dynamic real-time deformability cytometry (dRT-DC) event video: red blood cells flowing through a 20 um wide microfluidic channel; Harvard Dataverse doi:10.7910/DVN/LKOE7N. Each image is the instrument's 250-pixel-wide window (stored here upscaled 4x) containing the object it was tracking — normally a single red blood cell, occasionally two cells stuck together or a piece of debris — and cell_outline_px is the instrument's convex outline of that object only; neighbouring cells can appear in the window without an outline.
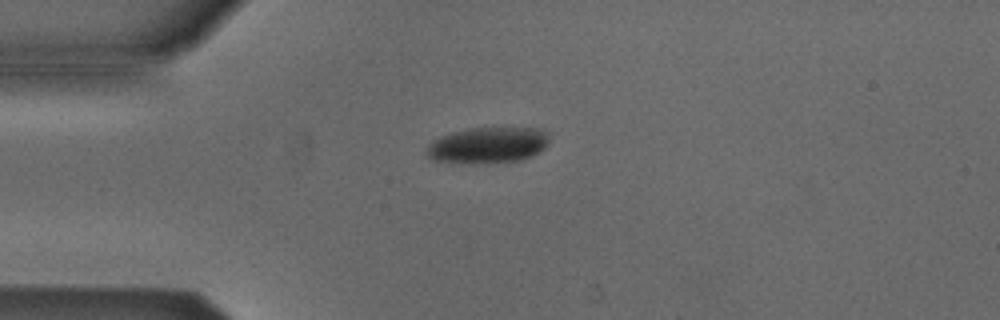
{"species": "Egyptian fruit bat (a non-hibernating species)", "species_latin": "Rousettus aegyptiacus", "temperature_condition": "cold", "stored_images_in_passage": 36, "camera_frame_rate_fps": 3000, "um_per_image_px": 0.085, "animal": {"sex": "male"}, "frame": {"image": 1, "passage_image": 1, "time_ms": 0.0, "image_size_px": [1000, 320], "cell_outline_px": [[548, 144], [544, 148], [532, 156], [520, 160], [484, 164], [460, 164], [432, 160], [428, 156], [428, 144], [432, 140], [440, 136], [452, 132], [468, 128], [540, 128], [548, 132]], "centroid_in_image_um": [41.45, 12.35], "position_along_channel_um": 43.5, "area_um2": 26.18}}
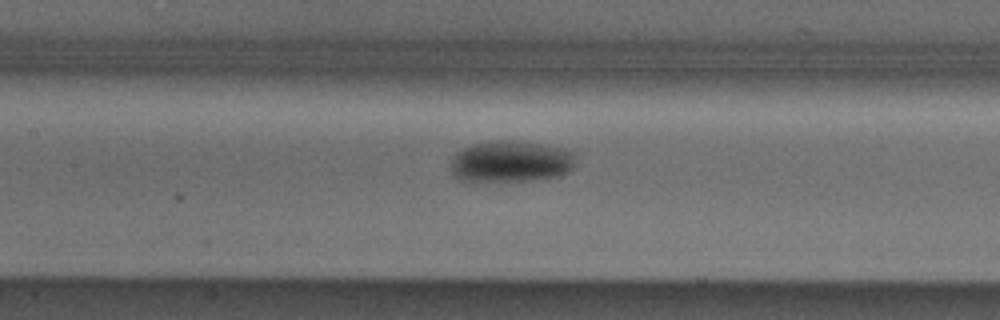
{"frame": {"image": 2, "passage_image": 12, "time_ms": 3.667, "image_size_px": [1000, 320], "cell_outline_px": [[572, 168], [568, 172], [556, 176], [528, 180], [456, 180], [452, 172], [452, 160], [456, 152], [472, 144], [496, 140], [520, 140], [564, 148], [572, 152]], "centroid_in_image_um": [43.39, 13.7], "position_along_channel_um": 164.0, "area_um2": 29.77}}
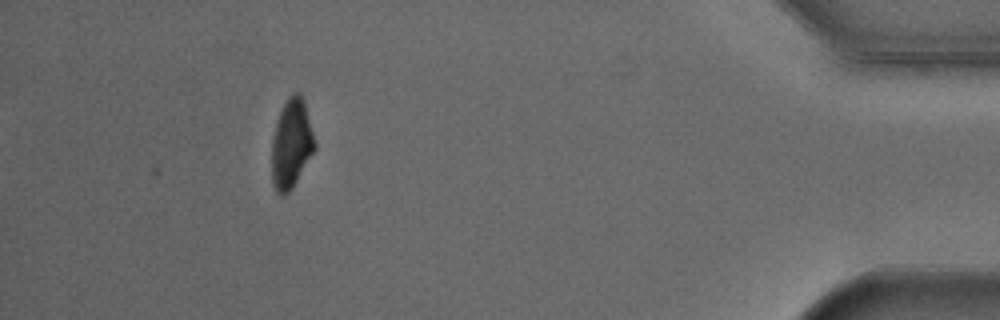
{"frame": {"image": 3, "passage_image": 36, "time_ms": 11.667, "image_size_px": [1000, 320], "cell_outline_px": [[316, 148], [292, 188], [284, 196], [280, 196], [276, 192], [272, 184], [272, 136], [280, 112], [288, 96], [292, 92], [300, 92], [304, 100], [316, 144]], "centroid_in_image_um": [24.76, 12.23], "position_along_channel_um": 410.4, "area_um2": 22.37}, "authors_computed_cell_mechanics": {"area_um2": 26.4146, "velocity_mm_per_s": 3.8647, "shape_relaxation_time_tau1_ms": 2.1359, "shape_relaxation_time_tau2_ms": null, "deformation_change_tau1": 0.114, "deformation_change_tau2": null}}